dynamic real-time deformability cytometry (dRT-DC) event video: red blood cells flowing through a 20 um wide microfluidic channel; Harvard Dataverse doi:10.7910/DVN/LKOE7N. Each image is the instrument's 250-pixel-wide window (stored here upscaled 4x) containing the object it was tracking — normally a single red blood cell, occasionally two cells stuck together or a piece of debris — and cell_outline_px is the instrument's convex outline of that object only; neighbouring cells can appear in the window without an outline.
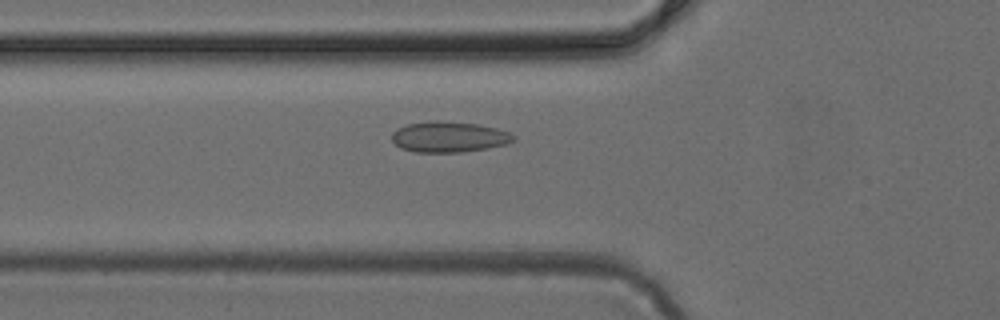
{"species": "common noctule bat (a hibernating species)", "species_latin": "Nyctalus noctula", "temperature_condition": "cold", "stored_images_in_passage": 29, "camera_frame_rate_fps": 3000, "um_per_image_px": 0.085, "animal": {"sex": "female", "body_mass_g": 24.6, "forearm_length_mm": 56.2}, "frame": {"image": 1, "passage_image": 3, "time_ms": 0.667, "image_size_px": [1000, 320], "cell_outline_px": [[516, 140], [508, 144], [488, 148], [460, 152], [412, 152], [400, 148], [392, 140], [392, 132], [396, 128], [408, 124], [432, 120], [440, 120], [476, 124], [496, 128], [508, 132], [516, 136]], "centroid_in_image_um": [38.16, 11.63], "position_along_channel_um": 87.6, "area_um2": 21.96}}
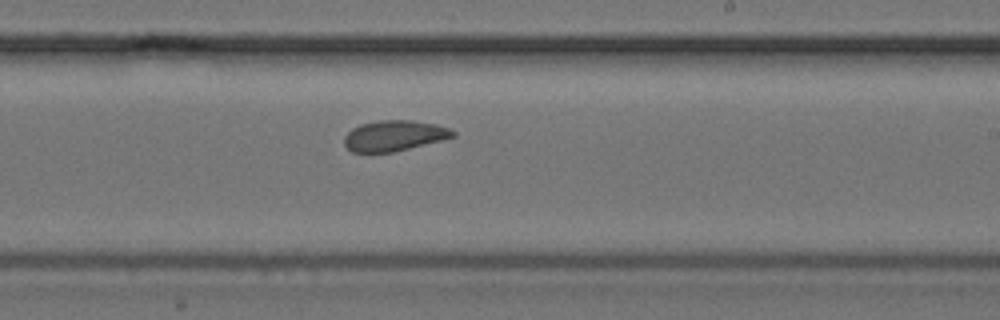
{"frame": {"image": 2, "passage_image": 15, "time_ms": 4.667, "image_size_px": [1000, 320], "cell_outline_px": [[456, 136], [392, 152], [352, 152], [344, 144], [344, 136], [352, 128], [360, 124], [380, 120], [412, 120], [436, 124], [448, 128], [456, 132]], "centroid_in_image_um": [33.48, 11.52], "position_along_channel_um": 255.5, "area_um2": 19.19}}
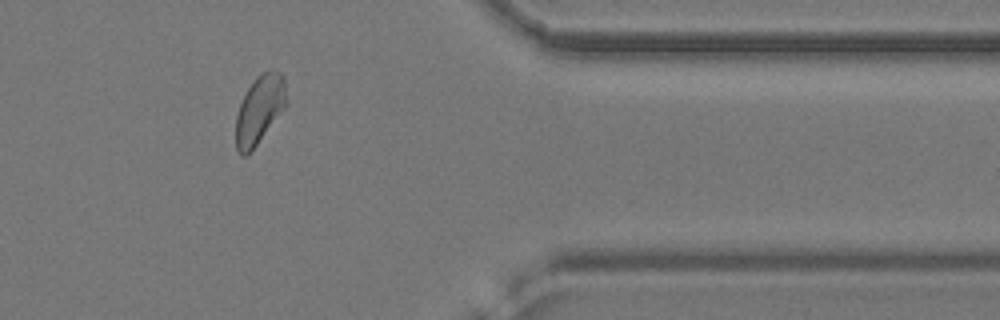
{"frame": {"image": 3, "passage_image": 26, "time_ms": 8.333, "image_size_px": [1000, 320], "cell_outline_px": [[288, 104], [256, 144], [244, 156], [236, 148], [236, 116], [240, 104], [248, 88], [256, 76], [260, 72], [280, 72], [284, 76]], "centroid_in_image_um": [22.08, 9.27], "position_along_channel_um": 389.3, "area_um2": 19.71}}